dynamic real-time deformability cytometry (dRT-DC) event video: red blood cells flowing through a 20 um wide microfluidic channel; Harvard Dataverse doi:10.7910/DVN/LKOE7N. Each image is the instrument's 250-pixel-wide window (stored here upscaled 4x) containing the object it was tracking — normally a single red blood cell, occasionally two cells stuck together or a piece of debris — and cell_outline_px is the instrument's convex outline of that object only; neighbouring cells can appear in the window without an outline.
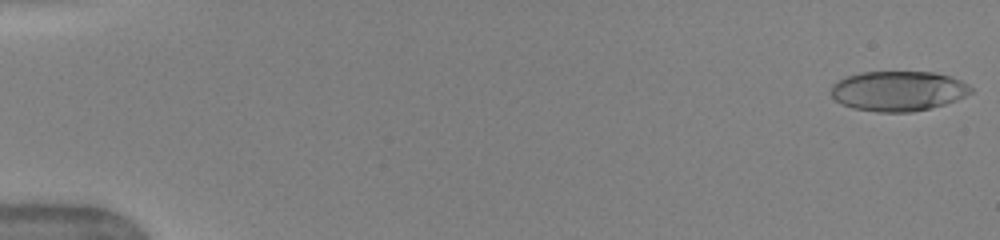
{"species": "human", "species_latin": "Homo sapiens", "temperature_condition": "warm", "stored_images_in_passage": 50, "camera_frame_rate_fps": 3000, "um_per_image_px": 0.085, "donor": {"sex": "female"}, "frame": {"image": 1, "passage_image": 1, "time_ms": 0.0, "image_size_px": [1000, 240], "cell_outline_px": [[972, 92], [956, 100], [944, 104], [912, 112], [876, 112], [852, 108], [836, 100], [832, 96], [832, 84], [848, 76], [860, 72], [936, 72], [960, 80], [972, 88]], "centroid_in_image_um": [76.34, 7.73], "position_along_channel_um": 8.7, "area_um2": 32.31}}
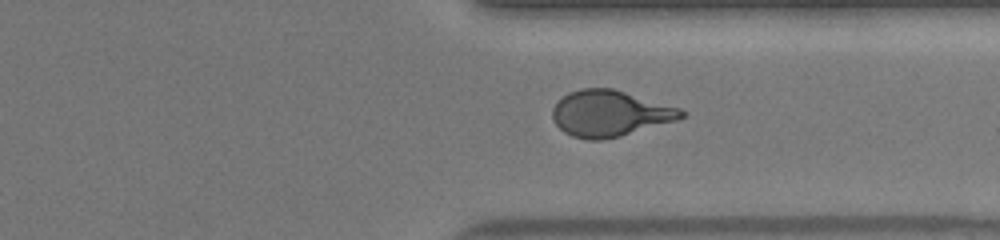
{"frame": {"image": 2, "passage_image": 39, "time_ms": 12.667, "image_size_px": [1000, 240], "cell_outline_px": [[684, 116], [680, 120], [620, 136], [604, 140], [588, 140], [572, 136], [564, 132], [552, 120], [552, 108], [568, 92], [580, 88], [612, 88], [680, 108], [684, 112]], "centroid_in_image_um": [51.83, 9.65], "position_along_channel_um": 359.6, "area_um2": 34.62}}
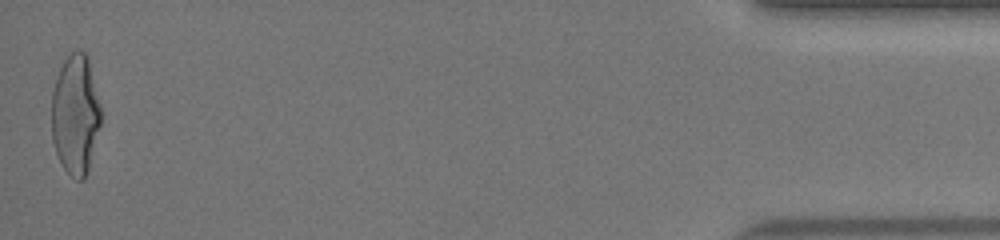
{"frame": {"image": 3, "passage_image": 50, "time_ms": 16.333, "image_size_px": [1000, 240], "cell_outline_px": [[100, 124], [88, 168], [84, 180], [76, 180], [64, 168], [56, 152], [52, 140], [52, 92], [56, 76], [64, 60], [72, 52], [84, 52], [88, 56], [100, 108]], "centroid_in_image_um": [6.39, 9.73], "position_along_channel_um": 428.8, "area_um2": 33.87}, "authors_computed_cell_mechanics": {"area_um2": 33.9286, "velocity_mm_per_s": 4.0661, "shape_relaxation_time_tau1_ms": 5.4401, "shape_relaxation_time_tau2_ms": 0.8422, "deformation_change_tau1": 0.2264, "deformation_change_tau2": 0.093}}